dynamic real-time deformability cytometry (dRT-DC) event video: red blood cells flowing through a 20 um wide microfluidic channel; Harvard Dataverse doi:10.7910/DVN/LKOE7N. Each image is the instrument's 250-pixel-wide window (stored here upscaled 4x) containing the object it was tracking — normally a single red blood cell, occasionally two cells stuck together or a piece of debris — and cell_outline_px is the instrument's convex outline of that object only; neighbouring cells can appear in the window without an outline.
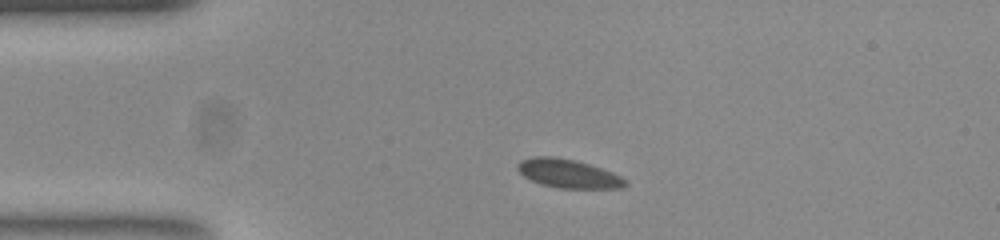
{"species": "common noctule bat (a hibernating species)", "species_latin": "Nyctalus noctula", "temperature_condition": "room temperature", "stored_images_in_passage": 43, "camera_frame_rate_fps": 3000, "um_per_image_px": 0.085, "animal": {"sex": "female", "body_mass_g": 23.0, "forearm_length_mm": 53.4}, "frame": {"image": 1, "passage_image": 1, "time_ms": 0.0, "image_size_px": [1000, 240], "cell_outline_px": [[628, 184], [620, 188], [560, 188], [540, 184], [524, 176], [516, 168], [516, 164], [520, 160], [536, 156], [552, 156], [572, 160], [588, 164], [600, 168], [620, 176]], "centroid_in_image_um": [48.25, 14.75], "position_along_channel_um": 36.8, "area_um2": 17.69}}
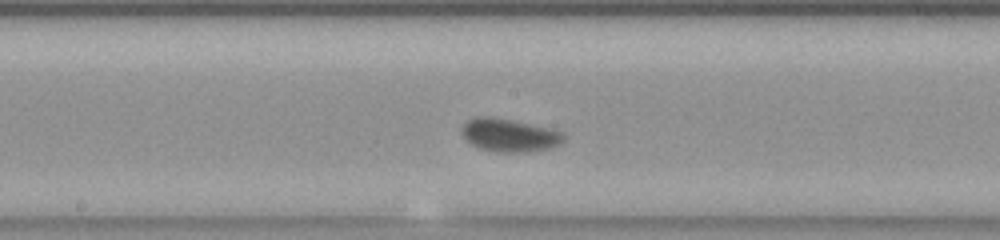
{"frame": {"image": 2, "passage_image": 17, "time_ms": 5.333, "image_size_px": [1000, 240], "cell_outline_px": [[564, 140], [548, 148], [528, 152], [496, 152], [480, 148], [472, 144], [460, 132], [464, 124], [468, 120], [476, 116], [492, 116], [528, 124], [560, 132], [564, 136]], "centroid_in_image_um": [43.22, 11.49], "position_along_channel_um": 205.0, "area_um2": 19.07}}
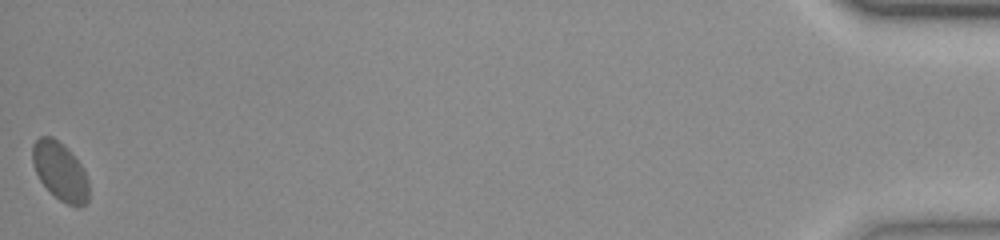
{"frame": {"image": 3, "passage_image": 43, "time_ms": 14.0, "image_size_px": [1000, 240], "cell_outline_px": [[88, 200], [80, 208], [76, 208], [60, 200], [40, 180], [36, 172], [32, 160], [32, 144], [40, 136], [52, 136], [80, 164], [88, 180]], "centroid_in_image_um": [5.1, 14.59], "position_along_channel_um": 430.1, "area_um2": 18.55}, "authors_computed_cell_mechanics": {"area_um2": 17.918, "velocity_mm_per_s": 3.7691, "shape_relaxation_time_tau1_ms": 8.2771, "shape_relaxation_time_tau2_ms": null, "deformation_change_tau1": 0.1668, "deformation_change_tau2": null}}